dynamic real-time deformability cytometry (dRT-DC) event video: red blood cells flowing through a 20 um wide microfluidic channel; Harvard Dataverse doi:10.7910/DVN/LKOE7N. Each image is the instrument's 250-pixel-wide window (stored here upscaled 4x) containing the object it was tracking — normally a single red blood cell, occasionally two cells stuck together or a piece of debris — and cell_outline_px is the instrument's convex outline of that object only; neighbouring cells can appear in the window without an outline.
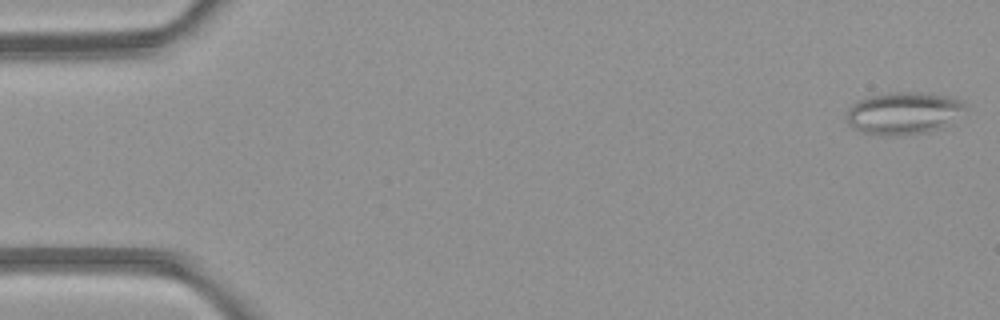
{"species": "common noctule bat (a hibernating species)", "species_latin": "Nyctalus noctula", "temperature_condition": "room temperature", "stored_images_in_passage": 5, "camera_frame_rate_fps": 3000, "um_per_image_px": 0.085, "animal": {"sex": "female", "body_mass_g": 21.9}, "frame": {"image": 1, "passage_image": 5, "time_ms": 4.667, "image_size_px": [1000, 320], "cell_outline_px": [[972, 104], [952, 124], [928, 132], [892, 136], [880, 136], [860, 132], [848, 124], [844, 116], [848, 108], [852, 104], [860, 100], [872, 96], [896, 92], [924, 92], [952, 96], [964, 100]], "centroid_in_image_um": [76.89, 9.62], "position_along_channel_um": 8.1, "area_um2": 30.23}}